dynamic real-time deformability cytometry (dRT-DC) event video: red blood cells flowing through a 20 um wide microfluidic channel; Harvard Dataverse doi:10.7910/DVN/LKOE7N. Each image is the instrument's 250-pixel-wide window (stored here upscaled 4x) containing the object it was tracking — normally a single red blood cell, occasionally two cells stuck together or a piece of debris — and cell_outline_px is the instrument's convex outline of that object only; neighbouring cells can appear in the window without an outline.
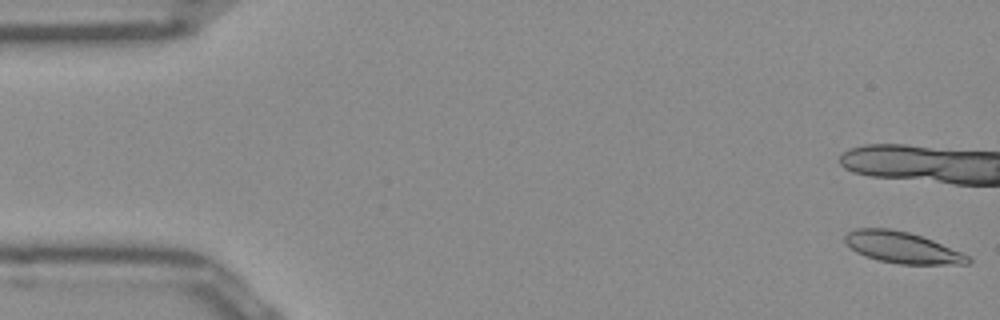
{"species": "Egyptian fruit bat (a non-hibernating species)", "species_latin": "Rousettus aegyptiacus", "temperature_condition": "room temperature", "stored_images_in_passage": 12, "camera_frame_rate_fps": 3000, "um_per_image_px": 0.085, "frame": {"image": 1, "passage_image": 1, "time_ms": 0.0, "image_size_px": [1000, 320], "cell_outline_px": [[972, 260], [968, 264], [900, 264], [880, 260], [864, 256], [856, 252], [844, 240], [844, 236], [848, 232], [856, 228], [888, 228], [908, 232], [932, 240], [972, 256]], "centroid_in_image_um": [76.72, 21.04], "position_along_channel_um": 8.3, "area_um2": 22.37}}